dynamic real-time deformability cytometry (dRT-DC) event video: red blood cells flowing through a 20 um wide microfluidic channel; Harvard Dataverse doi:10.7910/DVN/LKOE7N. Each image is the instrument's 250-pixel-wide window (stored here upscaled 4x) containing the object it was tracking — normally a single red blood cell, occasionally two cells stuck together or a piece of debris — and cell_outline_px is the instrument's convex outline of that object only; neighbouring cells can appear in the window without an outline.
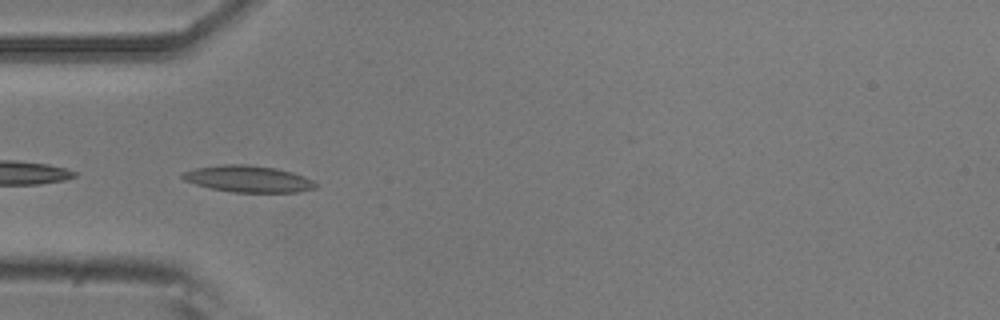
{"species": "common noctule bat (a hibernating species)", "species_latin": "Nyctalus noctula", "temperature_condition": "room temperature", "stored_images_in_passage": 8, "camera_frame_rate_fps": 3000, "um_per_image_px": 0.085, "animal": {"sex": "male", "body_mass_g": 20.5, "forearm_length_mm": 52.5}, "frame": {"image": 1, "passage_image": 4, "time_ms": 1.0, "image_size_px": [1000, 320], "cell_outline_px": [[316, 188], [300, 192], [232, 192], [212, 188], [196, 184], [184, 180], [180, 176], [184, 172], [196, 168], [224, 164], [248, 164], [276, 168], [292, 172], [304, 176], [312, 180], [316, 184]], "centroid_in_image_um": [21.12, 15.2], "position_along_channel_um": 63.9, "area_um2": 20.52}}
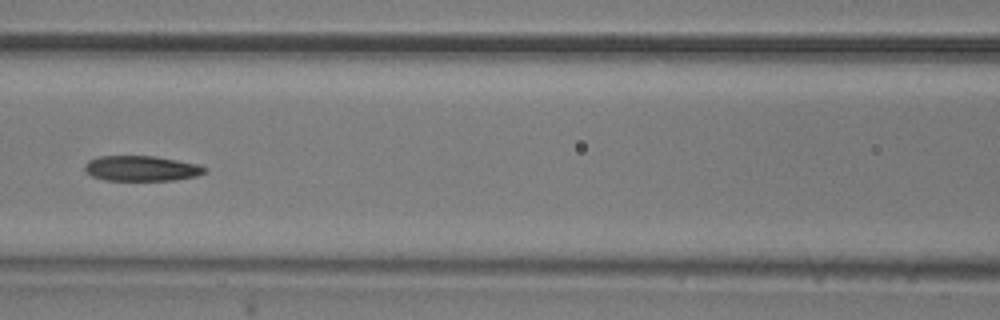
{"frame": {"image": 2, "passage_image": 6, "time_ms": 1.667, "image_size_px": [1000, 320], "cell_outline_px": [[208, 168], [204, 172], [196, 176], [176, 180], [104, 180], [92, 176], [84, 168], [84, 164], [88, 160], [100, 156], [156, 156], [200, 164]], "centroid_in_image_um": [12.04, 14.31], "position_along_channel_um": 154.6, "area_um2": 17.74}}
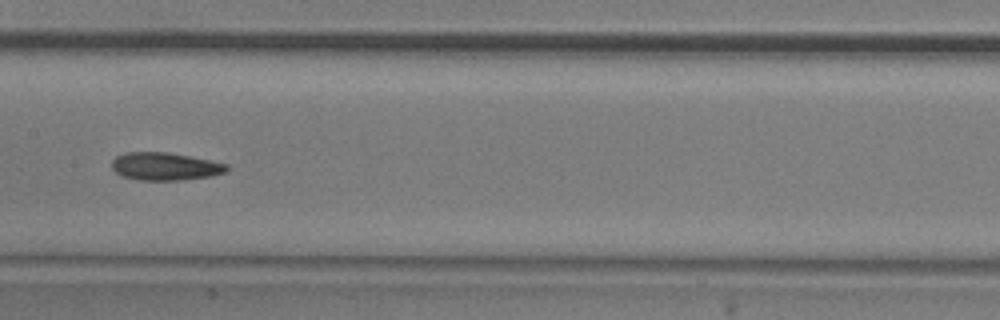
{"frame": {"image": 3, "passage_image": 7, "time_ms": 2.0, "image_size_px": [1000, 320], "cell_outline_px": [[228, 168], [224, 172], [212, 176], [180, 180], [140, 180], [120, 176], [112, 168], [112, 160], [116, 156], [128, 152], [168, 152], [228, 164]], "centroid_in_image_um": [14.0, 14.15], "position_along_channel_um": 193.4, "area_um2": 18.5}}